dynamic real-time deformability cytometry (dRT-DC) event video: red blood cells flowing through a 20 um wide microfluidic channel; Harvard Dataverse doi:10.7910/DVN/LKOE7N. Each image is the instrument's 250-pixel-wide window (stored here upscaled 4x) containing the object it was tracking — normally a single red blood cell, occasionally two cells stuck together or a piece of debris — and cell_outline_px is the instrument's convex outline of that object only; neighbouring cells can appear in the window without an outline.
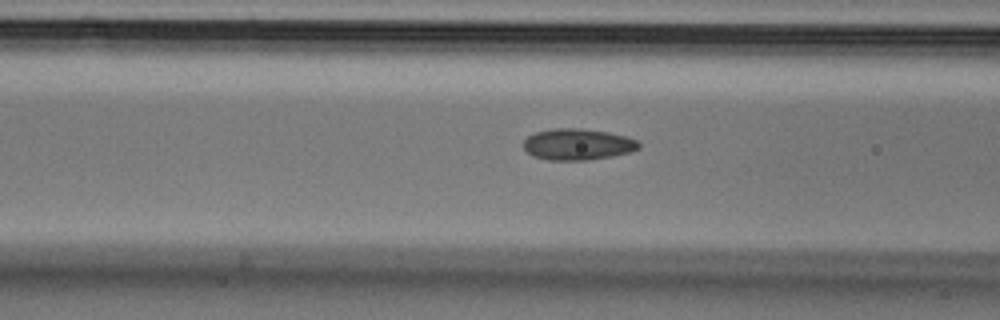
{"species": "Egyptian fruit bat (a non-hibernating species)", "species_latin": "Rousettus aegyptiacus", "temperature_condition": "cold", "stored_images_in_passage": 7, "camera_frame_rate_fps": 3000, "um_per_image_px": 0.085, "animal": {"sex": "male"}, "frame": {"image": 1, "passage_image": 6, "time_ms": 1.667, "image_size_px": [1000, 320], "cell_outline_px": [[640, 148], [628, 152], [612, 156], [588, 160], [548, 160], [532, 156], [524, 148], [524, 140], [528, 136], [536, 132], [552, 128], [580, 128], [608, 132], [628, 136], [640, 140]], "centroid_in_image_um": [49.13, 12.26], "position_along_channel_um": 117.5, "area_um2": 21.21}}
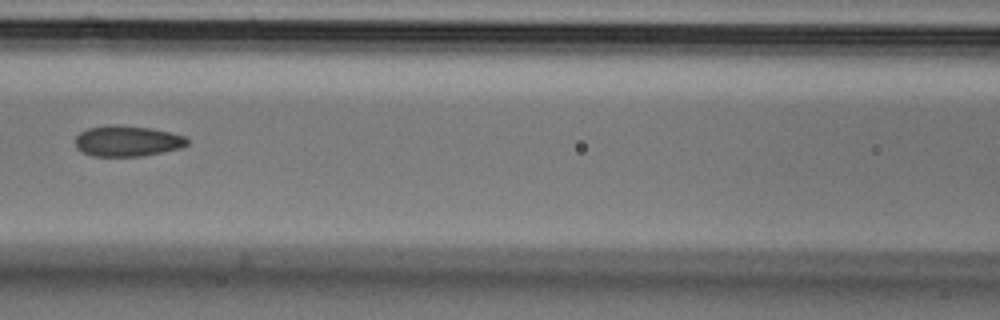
{"frame": {"image": 2, "passage_image": 7, "time_ms": 2.0, "image_size_px": [1000, 320], "cell_outline_px": [[188, 144], [180, 148], [164, 152], [144, 156], [92, 156], [76, 148], [76, 136], [80, 132], [88, 128], [152, 128], [184, 136], [188, 140]], "centroid_in_image_um": [10.86, 12.05], "position_along_channel_um": 155.7, "area_um2": 19.13}}